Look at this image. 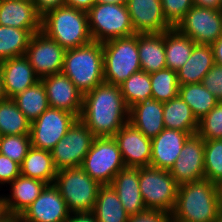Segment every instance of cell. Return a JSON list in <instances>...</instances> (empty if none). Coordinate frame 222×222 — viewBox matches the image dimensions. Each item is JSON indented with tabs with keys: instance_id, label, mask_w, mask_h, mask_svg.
Masks as SVG:
<instances>
[{
	"instance_id": "8d00e7d4",
	"label": "cell",
	"mask_w": 222,
	"mask_h": 222,
	"mask_svg": "<svg viewBox=\"0 0 222 222\" xmlns=\"http://www.w3.org/2000/svg\"><path fill=\"white\" fill-rule=\"evenodd\" d=\"M204 172L212 183L222 181V139L205 140Z\"/></svg>"
},
{
	"instance_id": "ba28073f",
	"label": "cell",
	"mask_w": 222,
	"mask_h": 222,
	"mask_svg": "<svg viewBox=\"0 0 222 222\" xmlns=\"http://www.w3.org/2000/svg\"><path fill=\"white\" fill-rule=\"evenodd\" d=\"M139 187L147 210L172 213L179 184L171 176L169 170L153 166L139 167Z\"/></svg>"
},
{
	"instance_id": "f5cc1de1",
	"label": "cell",
	"mask_w": 222,
	"mask_h": 222,
	"mask_svg": "<svg viewBox=\"0 0 222 222\" xmlns=\"http://www.w3.org/2000/svg\"><path fill=\"white\" fill-rule=\"evenodd\" d=\"M6 98L7 97L5 95L4 88H3L2 75H1V72H0V102L5 100Z\"/></svg>"
},
{
	"instance_id": "7bdbcfd3",
	"label": "cell",
	"mask_w": 222,
	"mask_h": 222,
	"mask_svg": "<svg viewBox=\"0 0 222 222\" xmlns=\"http://www.w3.org/2000/svg\"><path fill=\"white\" fill-rule=\"evenodd\" d=\"M171 214L158 211L147 210L143 213L129 216L127 222H171Z\"/></svg>"
},
{
	"instance_id": "9a60e30c",
	"label": "cell",
	"mask_w": 222,
	"mask_h": 222,
	"mask_svg": "<svg viewBox=\"0 0 222 222\" xmlns=\"http://www.w3.org/2000/svg\"><path fill=\"white\" fill-rule=\"evenodd\" d=\"M70 211L54 184L47 185L19 216L21 222H66Z\"/></svg>"
},
{
	"instance_id": "b9f144b4",
	"label": "cell",
	"mask_w": 222,
	"mask_h": 222,
	"mask_svg": "<svg viewBox=\"0 0 222 222\" xmlns=\"http://www.w3.org/2000/svg\"><path fill=\"white\" fill-rule=\"evenodd\" d=\"M20 175V165L0 153V186L9 185Z\"/></svg>"
},
{
	"instance_id": "5b68a950",
	"label": "cell",
	"mask_w": 222,
	"mask_h": 222,
	"mask_svg": "<svg viewBox=\"0 0 222 222\" xmlns=\"http://www.w3.org/2000/svg\"><path fill=\"white\" fill-rule=\"evenodd\" d=\"M102 45L104 82L120 86L133 73L141 70L138 34L114 38Z\"/></svg>"
},
{
	"instance_id": "52a82bcc",
	"label": "cell",
	"mask_w": 222,
	"mask_h": 222,
	"mask_svg": "<svg viewBox=\"0 0 222 222\" xmlns=\"http://www.w3.org/2000/svg\"><path fill=\"white\" fill-rule=\"evenodd\" d=\"M91 38L105 42L135 34L130 14L125 4L95 3L87 12Z\"/></svg>"
},
{
	"instance_id": "d6a6232c",
	"label": "cell",
	"mask_w": 222,
	"mask_h": 222,
	"mask_svg": "<svg viewBox=\"0 0 222 222\" xmlns=\"http://www.w3.org/2000/svg\"><path fill=\"white\" fill-rule=\"evenodd\" d=\"M178 95L189 105L198 121L219 102L202 83L179 85Z\"/></svg>"
},
{
	"instance_id": "ffe728a7",
	"label": "cell",
	"mask_w": 222,
	"mask_h": 222,
	"mask_svg": "<svg viewBox=\"0 0 222 222\" xmlns=\"http://www.w3.org/2000/svg\"><path fill=\"white\" fill-rule=\"evenodd\" d=\"M3 88L7 98H13L35 85L40 78L25 56L5 59L0 62Z\"/></svg>"
},
{
	"instance_id": "7dc6e473",
	"label": "cell",
	"mask_w": 222,
	"mask_h": 222,
	"mask_svg": "<svg viewBox=\"0 0 222 222\" xmlns=\"http://www.w3.org/2000/svg\"><path fill=\"white\" fill-rule=\"evenodd\" d=\"M214 62L222 66V35L212 45Z\"/></svg>"
},
{
	"instance_id": "8992f818",
	"label": "cell",
	"mask_w": 222,
	"mask_h": 222,
	"mask_svg": "<svg viewBox=\"0 0 222 222\" xmlns=\"http://www.w3.org/2000/svg\"><path fill=\"white\" fill-rule=\"evenodd\" d=\"M54 186L65 200L70 213H90L102 186L81 167L57 171Z\"/></svg>"
},
{
	"instance_id": "d6986e66",
	"label": "cell",
	"mask_w": 222,
	"mask_h": 222,
	"mask_svg": "<svg viewBox=\"0 0 222 222\" xmlns=\"http://www.w3.org/2000/svg\"><path fill=\"white\" fill-rule=\"evenodd\" d=\"M189 136L184 131L164 128L151 139L150 166L170 170Z\"/></svg>"
},
{
	"instance_id": "ac0fdd59",
	"label": "cell",
	"mask_w": 222,
	"mask_h": 222,
	"mask_svg": "<svg viewBox=\"0 0 222 222\" xmlns=\"http://www.w3.org/2000/svg\"><path fill=\"white\" fill-rule=\"evenodd\" d=\"M121 152L125 167L150 166L151 139L131 123H126L113 136Z\"/></svg>"
},
{
	"instance_id": "7a4b0ae2",
	"label": "cell",
	"mask_w": 222,
	"mask_h": 222,
	"mask_svg": "<svg viewBox=\"0 0 222 222\" xmlns=\"http://www.w3.org/2000/svg\"><path fill=\"white\" fill-rule=\"evenodd\" d=\"M220 212L217 184L202 179L179 185L171 219L181 222H214Z\"/></svg>"
},
{
	"instance_id": "603a6c76",
	"label": "cell",
	"mask_w": 222,
	"mask_h": 222,
	"mask_svg": "<svg viewBox=\"0 0 222 222\" xmlns=\"http://www.w3.org/2000/svg\"><path fill=\"white\" fill-rule=\"evenodd\" d=\"M110 185L116 191L129 216L147 211L139 187V167H125L120 170Z\"/></svg>"
},
{
	"instance_id": "836d02e7",
	"label": "cell",
	"mask_w": 222,
	"mask_h": 222,
	"mask_svg": "<svg viewBox=\"0 0 222 222\" xmlns=\"http://www.w3.org/2000/svg\"><path fill=\"white\" fill-rule=\"evenodd\" d=\"M31 122L12 98L0 102V136L30 134Z\"/></svg>"
},
{
	"instance_id": "816d5d0a",
	"label": "cell",
	"mask_w": 222,
	"mask_h": 222,
	"mask_svg": "<svg viewBox=\"0 0 222 222\" xmlns=\"http://www.w3.org/2000/svg\"><path fill=\"white\" fill-rule=\"evenodd\" d=\"M217 189H218V198H219V208L220 211L222 212V181L217 184Z\"/></svg>"
},
{
	"instance_id": "c3c4849f",
	"label": "cell",
	"mask_w": 222,
	"mask_h": 222,
	"mask_svg": "<svg viewBox=\"0 0 222 222\" xmlns=\"http://www.w3.org/2000/svg\"><path fill=\"white\" fill-rule=\"evenodd\" d=\"M195 6L209 8L214 10L221 9V0H193Z\"/></svg>"
},
{
	"instance_id": "f6af8a7d",
	"label": "cell",
	"mask_w": 222,
	"mask_h": 222,
	"mask_svg": "<svg viewBox=\"0 0 222 222\" xmlns=\"http://www.w3.org/2000/svg\"><path fill=\"white\" fill-rule=\"evenodd\" d=\"M97 0H65V6L88 12Z\"/></svg>"
},
{
	"instance_id": "ee69618b",
	"label": "cell",
	"mask_w": 222,
	"mask_h": 222,
	"mask_svg": "<svg viewBox=\"0 0 222 222\" xmlns=\"http://www.w3.org/2000/svg\"><path fill=\"white\" fill-rule=\"evenodd\" d=\"M32 2L41 16L50 10L65 6V0H32Z\"/></svg>"
},
{
	"instance_id": "7c38bea8",
	"label": "cell",
	"mask_w": 222,
	"mask_h": 222,
	"mask_svg": "<svg viewBox=\"0 0 222 222\" xmlns=\"http://www.w3.org/2000/svg\"><path fill=\"white\" fill-rule=\"evenodd\" d=\"M175 28L196 44L212 45L222 35V10L193 5Z\"/></svg>"
},
{
	"instance_id": "4316f807",
	"label": "cell",
	"mask_w": 222,
	"mask_h": 222,
	"mask_svg": "<svg viewBox=\"0 0 222 222\" xmlns=\"http://www.w3.org/2000/svg\"><path fill=\"white\" fill-rule=\"evenodd\" d=\"M56 174L50 151L31 147L20 165V175L41 180L48 185L54 183Z\"/></svg>"
},
{
	"instance_id": "6da1fadb",
	"label": "cell",
	"mask_w": 222,
	"mask_h": 222,
	"mask_svg": "<svg viewBox=\"0 0 222 222\" xmlns=\"http://www.w3.org/2000/svg\"><path fill=\"white\" fill-rule=\"evenodd\" d=\"M79 119L95 137H113L129 122V107L120 86L103 82L85 93Z\"/></svg>"
},
{
	"instance_id": "f546056e",
	"label": "cell",
	"mask_w": 222,
	"mask_h": 222,
	"mask_svg": "<svg viewBox=\"0 0 222 222\" xmlns=\"http://www.w3.org/2000/svg\"><path fill=\"white\" fill-rule=\"evenodd\" d=\"M196 43L181 34L175 27L165 31V53L167 68L177 71L189 59Z\"/></svg>"
},
{
	"instance_id": "9c48e42d",
	"label": "cell",
	"mask_w": 222,
	"mask_h": 222,
	"mask_svg": "<svg viewBox=\"0 0 222 222\" xmlns=\"http://www.w3.org/2000/svg\"><path fill=\"white\" fill-rule=\"evenodd\" d=\"M80 167L101 185H110L125 165L113 137H95Z\"/></svg>"
},
{
	"instance_id": "7402d4cb",
	"label": "cell",
	"mask_w": 222,
	"mask_h": 222,
	"mask_svg": "<svg viewBox=\"0 0 222 222\" xmlns=\"http://www.w3.org/2000/svg\"><path fill=\"white\" fill-rule=\"evenodd\" d=\"M10 194H2L6 214L19 217L41 194L47 183L19 175L10 184Z\"/></svg>"
},
{
	"instance_id": "f35d334b",
	"label": "cell",
	"mask_w": 222,
	"mask_h": 222,
	"mask_svg": "<svg viewBox=\"0 0 222 222\" xmlns=\"http://www.w3.org/2000/svg\"><path fill=\"white\" fill-rule=\"evenodd\" d=\"M197 134L204 140L222 139V101L198 121Z\"/></svg>"
},
{
	"instance_id": "83f0119b",
	"label": "cell",
	"mask_w": 222,
	"mask_h": 222,
	"mask_svg": "<svg viewBox=\"0 0 222 222\" xmlns=\"http://www.w3.org/2000/svg\"><path fill=\"white\" fill-rule=\"evenodd\" d=\"M163 120L167 129L184 131L190 135L197 133L198 120L179 95L163 103Z\"/></svg>"
},
{
	"instance_id": "44dd1931",
	"label": "cell",
	"mask_w": 222,
	"mask_h": 222,
	"mask_svg": "<svg viewBox=\"0 0 222 222\" xmlns=\"http://www.w3.org/2000/svg\"><path fill=\"white\" fill-rule=\"evenodd\" d=\"M0 26L42 31V16L32 0H0Z\"/></svg>"
},
{
	"instance_id": "74e56055",
	"label": "cell",
	"mask_w": 222,
	"mask_h": 222,
	"mask_svg": "<svg viewBox=\"0 0 222 222\" xmlns=\"http://www.w3.org/2000/svg\"><path fill=\"white\" fill-rule=\"evenodd\" d=\"M31 147L30 134L0 136V153L19 165Z\"/></svg>"
},
{
	"instance_id": "f907efd6",
	"label": "cell",
	"mask_w": 222,
	"mask_h": 222,
	"mask_svg": "<svg viewBox=\"0 0 222 222\" xmlns=\"http://www.w3.org/2000/svg\"><path fill=\"white\" fill-rule=\"evenodd\" d=\"M128 0H97V3L127 4Z\"/></svg>"
},
{
	"instance_id": "2e32d148",
	"label": "cell",
	"mask_w": 222,
	"mask_h": 222,
	"mask_svg": "<svg viewBox=\"0 0 222 222\" xmlns=\"http://www.w3.org/2000/svg\"><path fill=\"white\" fill-rule=\"evenodd\" d=\"M45 86L49 107L65 110L78 119L83 107V93L62 72L40 79Z\"/></svg>"
},
{
	"instance_id": "681fc988",
	"label": "cell",
	"mask_w": 222,
	"mask_h": 222,
	"mask_svg": "<svg viewBox=\"0 0 222 222\" xmlns=\"http://www.w3.org/2000/svg\"><path fill=\"white\" fill-rule=\"evenodd\" d=\"M19 221V217L16 216H12L9 214H6L1 220L0 222H18Z\"/></svg>"
},
{
	"instance_id": "277c9868",
	"label": "cell",
	"mask_w": 222,
	"mask_h": 222,
	"mask_svg": "<svg viewBox=\"0 0 222 222\" xmlns=\"http://www.w3.org/2000/svg\"><path fill=\"white\" fill-rule=\"evenodd\" d=\"M42 32L65 50L93 41L89 32L87 12L68 6L50 10L43 15Z\"/></svg>"
},
{
	"instance_id": "e0dca14e",
	"label": "cell",
	"mask_w": 222,
	"mask_h": 222,
	"mask_svg": "<svg viewBox=\"0 0 222 222\" xmlns=\"http://www.w3.org/2000/svg\"><path fill=\"white\" fill-rule=\"evenodd\" d=\"M135 34H158L174 28L166 19L161 0H128Z\"/></svg>"
},
{
	"instance_id": "f1b7e54d",
	"label": "cell",
	"mask_w": 222,
	"mask_h": 222,
	"mask_svg": "<svg viewBox=\"0 0 222 222\" xmlns=\"http://www.w3.org/2000/svg\"><path fill=\"white\" fill-rule=\"evenodd\" d=\"M97 222H127L129 215L111 185H102L91 212Z\"/></svg>"
},
{
	"instance_id": "e575fe53",
	"label": "cell",
	"mask_w": 222,
	"mask_h": 222,
	"mask_svg": "<svg viewBox=\"0 0 222 222\" xmlns=\"http://www.w3.org/2000/svg\"><path fill=\"white\" fill-rule=\"evenodd\" d=\"M120 88L129 109L140 102L152 99L150 74L143 70L133 73Z\"/></svg>"
},
{
	"instance_id": "60d3db41",
	"label": "cell",
	"mask_w": 222,
	"mask_h": 222,
	"mask_svg": "<svg viewBox=\"0 0 222 222\" xmlns=\"http://www.w3.org/2000/svg\"><path fill=\"white\" fill-rule=\"evenodd\" d=\"M201 83L218 101H222V66L214 64Z\"/></svg>"
},
{
	"instance_id": "d4e9b609",
	"label": "cell",
	"mask_w": 222,
	"mask_h": 222,
	"mask_svg": "<svg viewBox=\"0 0 222 222\" xmlns=\"http://www.w3.org/2000/svg\"><path fill=\"white\" fill-rule=\"evenodd\" d=\"M214 64L211 45L195 44L188 61L177 70L178 84L201 83Z\"/></svg>"
},
{
	"instance_id": "4dcf8cb0",
	"label": "cell",
	"mask_w": 222,
	"mask_h": 222,
	"mask_svg": "<svg viewBox=\"0 0 222 222\" xmlns=\"http://www.w3.org/2000/svg\"><path fill=\"white\" fill-rule=\"evenodd\" d=\"M12 99L31 123L49 108L46 89L41 80Z\"/></svg>"
},
{
	"instance_id": "d590c367",
	"label": "cell",
	"mask_w": 222,
	"mask_h": 222,
	"mask_svg": "<svg viewBox=\"0 0 222 222\" xmlns=\"http://www.w3.org/2000/svg\"><path fill=\"white\" fill-rule=\"evenodd\" d=\"M150 79L153 100L164 103L178 96L177 71L164 68L150 73Z\"/></svg>"
},
{
	"instance_id": "30bf717a",
	"label": "cell",
	"mask_w": 222,
	"mask_h": 222,
	"mask_svg": "<svg viewBox=\"0 0 222 222\" xmlns=\"http://www.w3.org/2000/svg\"><path fill=\"white\" fill-rule=\"evenodd\" d=\"M94 138L90 129L77 119L51 151L57 171L80 167Z\"/></svg>"
},
{
	"instance_id": "484cf974",
	"label": "cell",
	"mask_w": 222,
	"mask_h": 222,
	"mask_svg": "<svg viewBox=\"0 0 222 222\" xmlns=\"http://www.w3.org/2000/svg\"><path fill=\"white\" fill-rule=\"evenodd\" d=\"M138 54L141 70L146 73L167 68L165 31L158 34H138Z\"/></svg>"
},
{
	"instance_id": "db71d44e",
	"label": "cell",
	"mask_w": 222,
	"mask_h": 222,
	"mask_svg": "<svg viewBox=\"0 0 222 222\" xmlns=\"http://www.w3.org/2000/svg\"><path fill=\"white\" fill-rule=\"evenodd\" d=\"M6 215L3 198L0 195V220Z\"/></svg>"
},
{
	"instance_id": "3957f363",
	"label": "cell",
	"mask_w": 222,
	"mask_h": 222,
	"mask_svg": "<svg viewBox=\"0 0 222 222\" xmlns=\"http://www.w3.org/2000/svg\"><path fill=\"white\" fill-rule=\"evenodd\" d=\"M61 72L64 73L83 94L103 83L102 43L91 41L88 44L66 50Z\"/></svg>"
},
{
	"instance_id": "4fadbf2b",
	"label": "cell",
	"mask_w": 222,
	"mask_h": 222,
	"mask_svg": "<svg viewBox=\"0 0 222 222\" xmlns=\"http://www.w3.org/2000/svg\"><path fill=\"white\" fill-rule=\"evenodd\" d=\"M65 52L55 40L40 31L31 37L24 56L41 79L62 71Z\"/></svg>"
},
{
	"instance_id": "bcb514c9",
	"label": "cell",
	"mask_w": 222,
	"mask_h": 222,
	"mask_svg": "<svg viewBox=\"0 0 222 222\" xmlns=\"http://www.w3.org/2000/svg\"><path fill=\"white\" fill-rule=\"evenodd\" d=\"M66 222H97L93 214L90 213H71Z\"/></svg>"
},
{
	"instance_id": "1f68e13d",
	"label": "cell",
	"mask_w": 222,
	"mask_h": 222,
	"mask_svg": "<svg viewBox=\"0 0 222 222\" xmlns=\"http://www.w3.org/2000/svg\"><path fill=\"white\" fill-rule=\"evenodd\" d=\"M33 34L32 30L0 26V62L24 56Z\"/></svg>"
},
{
	"instance_id": "cb8c5ba5",
	"label": "cell",
	"mask_w": 222,
	"mask_h": 222,
	"mask_svg": "<svg viewBox=\"0 0 222 222\" xmlns=\"http://www.w3.org/2000/svg\"><path fill=\"white\" fill-rule=\"evenodd\" d=\"M129 123L147 138L153 139L165 128L163 103L151 99L132 106L129 109Z\"/></svg>"
},
{
	"instance_id": "5bb4252c",
	"label": "cell",
	"mask_w": 222,
	"mask_h": 222,
	"mask_svg": "<svg viewBox=\"0 0 222 222\" xmlns=\"http://www.w3.org/2000/svg\"><path fill=\"white\" fill-rule=\"evenodd\" d=\"M204 147L205 140L197 133L190 135L184 143L179 157L169 170L179 185L205 179Z\"/></svg>"
},
{
	"instance_id": "8fae6325",
	"label": "cell",
	"mask_w": 222,
	"mask_h": 222,
	"mask_svg": "<svg viewBox=\"0 0 222 222\" xmlns=\"http://www.w3.org/2000/svg\"><path fill=\"white\" fill-rule=\"evenodd\" d=\"M77 119L70 112L49 107L31 123V146L51 152Z\"/></svg>"
},
{
	"instance_id": "11a10c76",
	"label": "cell",
	"mask_w": 222,
	"mask_h": 222,
	"mask_svg": "<svg viewBox=\"0 0 222 222\" xmlns=\"http://www.w3.org/2000/svg\"><path fill=\"white\" fill-rule=\"evenodd\" d=\"M214 222H222V212L219 213L216 220Z\"/></svg>"
},
{
	"instance_id": "ab89813d",
	"label": "cell",
	"mask_w": 222,
	"mask_h": 222,
	"mask_svg": "<svg viewBox=\"0 0 222 222\" xmlns=\"http://www.w3.org/2000/svg\"><path fill=\"white\" fill-rule=\"evenodd\" d=\"M167 21L176 27L188 10L194 5L193 0H161Z\"/></svg>"
}]
</instances>
